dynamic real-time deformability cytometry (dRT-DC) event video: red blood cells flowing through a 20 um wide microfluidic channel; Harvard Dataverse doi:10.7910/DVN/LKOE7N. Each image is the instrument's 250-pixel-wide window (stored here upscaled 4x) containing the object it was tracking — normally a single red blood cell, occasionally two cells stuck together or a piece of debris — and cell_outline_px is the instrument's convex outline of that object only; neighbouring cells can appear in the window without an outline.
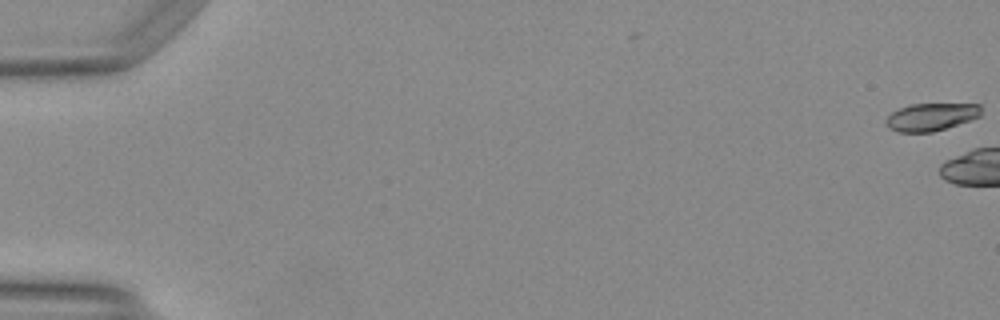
{"species": "Egyptian fruit bat (a non-hibernating species)", "species_latin": "Rousettus aegyptiacus", "temperature_condition": "warm", "stored_images_in_passage": 5, "camera_frame_rate_fps": 3000, "um_per_image_px": 0.085, "animal": {"sex": "female"}, "frame": {"image": 1, "passage_image": 1, "time_ms": 0.0, "image_size_px": [1000, 320], "cell_outline_px": [[980, 116], [932, 132], [900, 132], [888, 128], [884, 124], [884, 120], [892, 112], [908, 104], [980, 104]], "centroid_in_image_um": [79.07, 9.93], "position_along_channel_um": 5.9, "area_um2": 15.14}}